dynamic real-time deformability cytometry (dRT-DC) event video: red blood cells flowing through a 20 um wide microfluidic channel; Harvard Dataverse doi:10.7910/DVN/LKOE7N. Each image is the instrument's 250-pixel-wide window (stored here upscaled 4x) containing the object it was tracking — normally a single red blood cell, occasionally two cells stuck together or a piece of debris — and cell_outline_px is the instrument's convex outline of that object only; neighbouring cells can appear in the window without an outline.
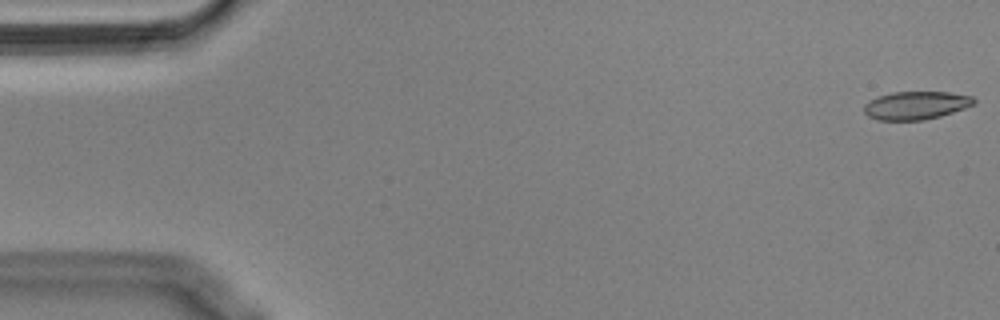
{"species": "Egyptian fruit bat (a non-hibernating species)", "species_latin": "Rousettus aegyptiacus", "temperature_condition": "cold", "stored_images_in_passage": 55, "camera_frame_rate_fps": 3000, "um_per_image_px": 0.085, "animal": {"sex": "male"}, "frame": {"image": 1, "passage_image": 1, "time_ms": 0.0, "image_size_px": [1000, 320], "cell_outline_px": [[976, 100], [972, 104], [964, 108], [940, 116], [924, 120], [876, 120], [868, 116], [864, 112], [864, 104], [880, 96], [892, 92], [948, 92], [972, 96]], "centroid_in_image_um": [77.84, 8.96], "position_along_channel_um": 7.2, "area_um2": 17.8}}
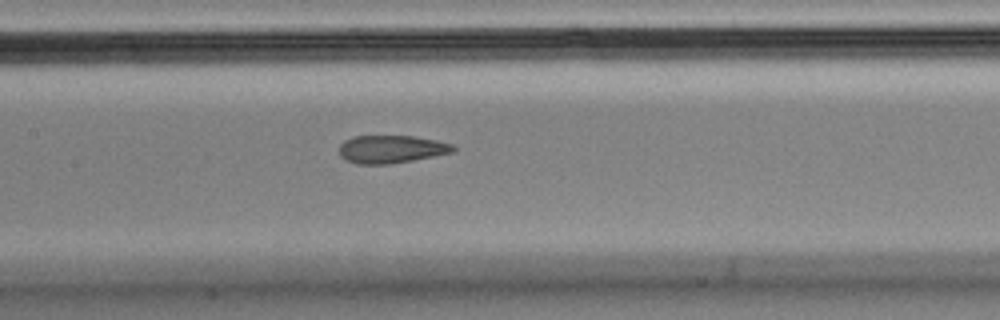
{"frame": {"image": 2, "passage_image": 26, "time_ms": 8.333, "image_size_px": [1000, 320], "cell_outline_px": [[456, 148], [452, 152], [412, 160], [388, 164], [356, 164], [344, 160], [340, 156], [340, 144], [344, 140], [352, 136], [412, 136], [436, 140], [452, 144]], "centroid_in_image_um": [33.2, 12.68], "position_along_channel_um": 174.2, "area_um2": 18.44}}
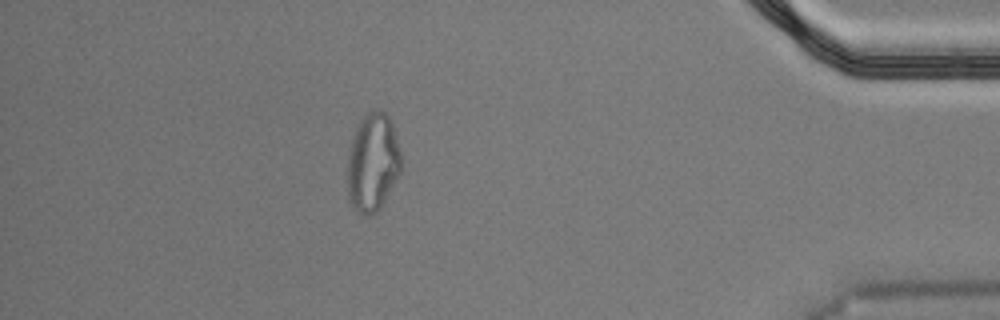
{"frame": {"image": 3, "passage_image": 49, "time_ms": 16.0, "image_size_px": [1000, 320], "cell_outline_px": [[400, 172], [380, 208], [372, 216], [364, 216], [352, 204], [348, 196], [348, 152], [352, 136], [356, 124], [368, 112], [380, 108], [388, 116], [392, 124], [400, 152]], "centroid_in_image_um": [31.66, 13.78], "position_along_channel_um": 403.5, "area_um2": 30.58}, "authors_computed_cell_mechanics": {"area_um2": 19.363, "velocity_mm_per_s": 3.586, "shape_relaxation_time_tau1_ms": null, "shape_relaxation_time_tau2_ms": 1.1058, "deformation_change_tau1": null, "deformation_change_tau2": 0.0775}}